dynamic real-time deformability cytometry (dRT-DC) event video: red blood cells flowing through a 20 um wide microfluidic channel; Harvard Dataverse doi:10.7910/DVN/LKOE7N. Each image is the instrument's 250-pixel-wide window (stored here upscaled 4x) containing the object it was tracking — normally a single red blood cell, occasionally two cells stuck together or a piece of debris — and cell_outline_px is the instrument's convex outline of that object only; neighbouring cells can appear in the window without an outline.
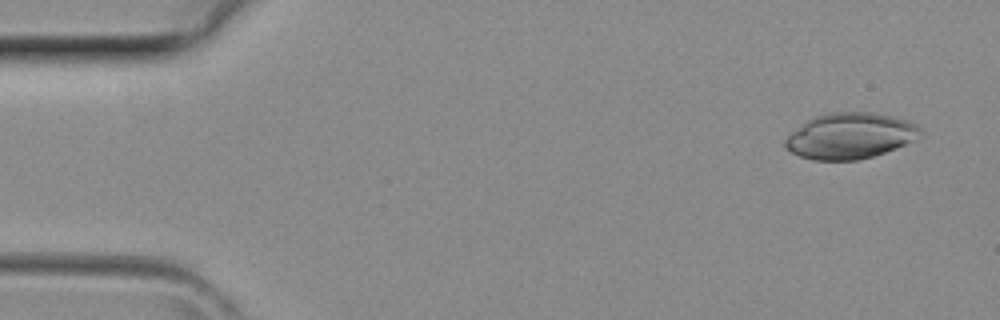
{"species": "common noctule bat (a hibernating species)", "species_latin": "Nyctalus noctula", "temperature_condition": "room temperature", "stored_images_in_passage": 4, "camera_frame_rate_fps": 3000, "um_per_image_px": 0.085, "animal": {"sex": "female", "body_mass_g": 29.2, "forearm_length_mm": 56.3}, "frame": {"image": 1, "passage_image": 1, "time_ms": 0.0, "image_size_px": [1000, 320], "cell_outline_px": [[920, 136], [896, 148], [872, 156], [856, 160], [812, 160], [800, 156], [784, 148], [784, 140], [792, 132], [808, 120], [816, 116], [828, 112], [872, 112], [892, 116], [908, 120], [916, 124], [920, 128]], "centroid_in_image_um": [72.24, 11.54], "position_along_channel_um": 12.8, "area_um2": 35.84}}
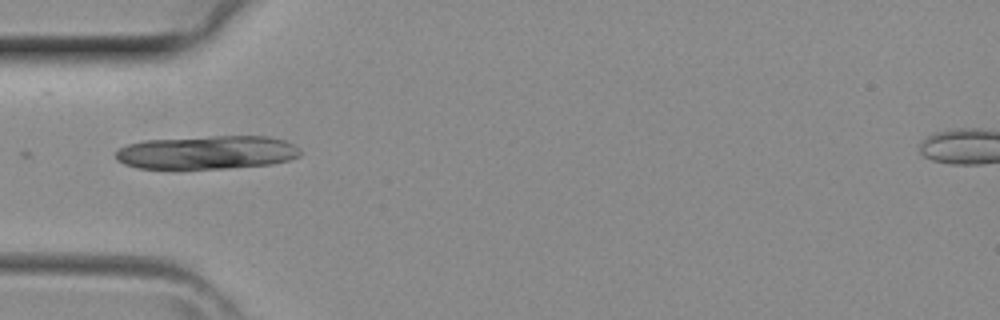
{"frame": {"image": 2, "passage_image": 4, "time_ms": 1.0, "image_size_px": [1000, 320], "cell_outline_px": [[300, 156], [288, 160], [272, 164], [228, 168], [136, 168], [124, 164], [116, 160], [116, 152], [120, 148], [128, 144], [144, 140], [212, 136], [268, 136], [284, 140], [300, 148]], "centroid_in_image_um": [17.61, 12.95], "position_along_channel_um": 67.4, "area_um2": 36.01}}